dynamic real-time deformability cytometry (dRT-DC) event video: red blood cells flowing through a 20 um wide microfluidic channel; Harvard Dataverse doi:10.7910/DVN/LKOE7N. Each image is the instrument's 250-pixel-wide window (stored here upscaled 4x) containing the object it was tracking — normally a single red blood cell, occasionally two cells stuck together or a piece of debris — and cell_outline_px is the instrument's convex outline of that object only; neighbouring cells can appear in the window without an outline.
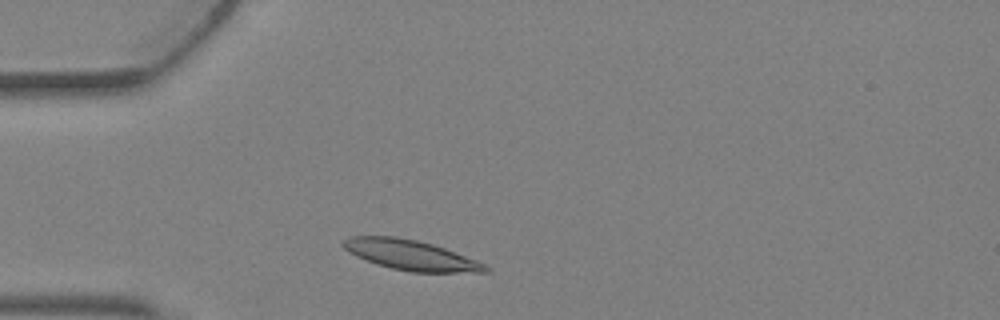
{"species": "Egyptian fruit bat (a non-hibernating species)", "species_latin": "Rousettus aegyptiacus", "temperature_condition": "warm", "stored_images_in_passage": 1, "camera_frame_rate_fps": 3000, "um_per_image_px": 0.085, "animal": {"sex": "female"}, "frame": {"image": 1, "passage_image": 1, "time_ms": 0.0, "image_size_px": [1000, 320], "cell_outline_px": [[488, 272], [408, 272], [376, 264], [356, 256], [348, 252], [340, 244], [348, 236], [396, 236], [416, 240], [432, 244], [444, 248], [476, 260], [484, 264], [488, 268]], "centroid_in_image_um": [34.85, 21.67], "position_along_channel_um": 50.1, "area_um2": 24.8}}